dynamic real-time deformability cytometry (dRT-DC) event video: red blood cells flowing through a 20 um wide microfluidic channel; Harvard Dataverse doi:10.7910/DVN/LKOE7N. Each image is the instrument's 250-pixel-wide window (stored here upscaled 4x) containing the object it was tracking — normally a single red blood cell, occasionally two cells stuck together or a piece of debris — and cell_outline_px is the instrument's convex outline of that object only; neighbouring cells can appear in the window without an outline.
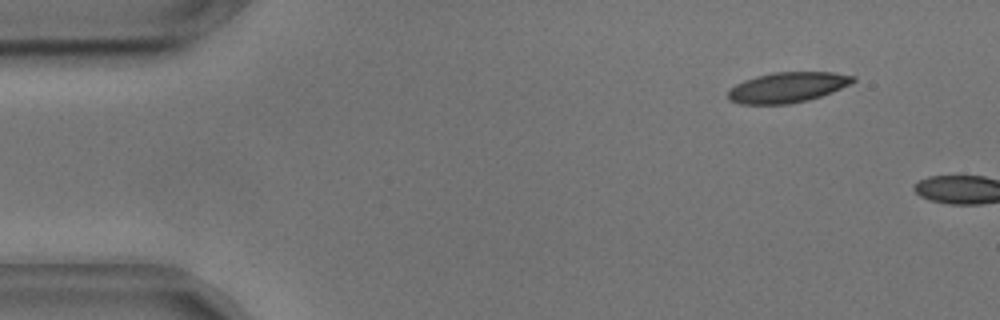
{"species": "common noctule bat (a hibernating species)", "species_latin": "Nyctalus noctula", "temperature_condition": "cold", "stored_images_in_passage": 7, "camera_frame_rate_fps": 3000, "um_per_image_px": 0.085, "animal": {"sex": "male", "body_mass_g": 17.9, "forearm_length_mm": 54.2}, "frame": {"image": 1, "passage_image": 5, "time_ms": 1.333, "image_size_px": [1000, 320], "cell_outline_px": [[856, 80], [832, 92], [808, 100], [788, 104], [740, 104], [728, 100], [728, 92], [736, 84], [744, 80], [756, 76], [772, 72], [832, 72], [856, 76]], "centroid_in_image_um": [66.92, 7.42], "position_along_channel_um": 18.1, "area_um2": 22.02}}